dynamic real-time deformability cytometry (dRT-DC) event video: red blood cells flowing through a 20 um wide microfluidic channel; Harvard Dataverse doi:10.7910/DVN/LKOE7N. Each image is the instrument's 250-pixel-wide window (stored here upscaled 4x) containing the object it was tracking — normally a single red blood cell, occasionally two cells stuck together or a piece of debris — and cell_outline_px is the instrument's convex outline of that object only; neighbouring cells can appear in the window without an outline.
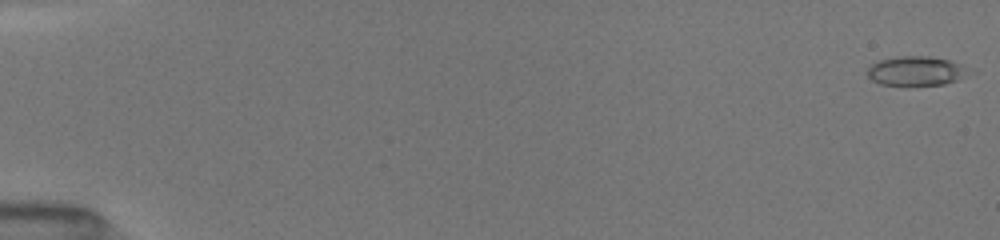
{"species": "common noctule bat (a hibernating species)", "species_latin": "Nyctalus noctula", "temperature_condition": "room temperature", "stored_images_in_passage": 48, "camera_frame_rate_fps": 3000, "um_per_image_px": 0.085, "animal": {"sex": "female", "body_mass_g": 19.5, "forearm_length_mm": 54.1}, "frame": {"image": 1, "passage_image": 2, "time_ms": 0.333, "image_size_px": [1000, 240], "cell_outline_px": [[960, 64], [956, 80], [944, 84], [880, 84], [872, 80], [868, 76], [868, 68], [872, 64], [880, 60], [896, 56], [928, 56], [948, 60]], "centroid_in_image_um": [77.66, 6.01], "position_along_channel_um": 7.3, "area_um2": 16.13}}
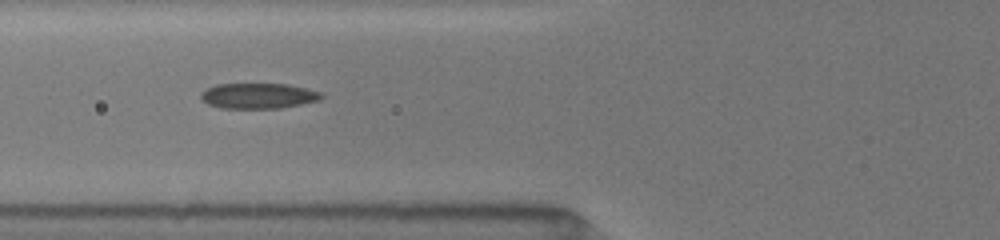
{"frame": {"image": 2, "passage_image": 21, "time_ms": 7.0, "image_size_px": [1000, 240], "cell_outline_px": [[324, 96], [320, 100], [280, 108], [220, 108], [208, 104], [200, 100], [200, 92], [216, 84], [288, 84], [320, 92]], "centroid_in_image_um": [21.91, 8.15], "position_along_channel_um": 103.9, "area_um2": 17.86}}
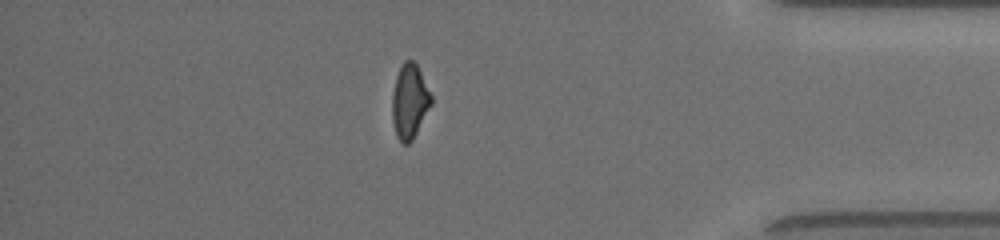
{"frame": {"image": 3, "passage_image": 44, "time_ms": 15.0, "image_size_px": [1000, 240], "cell_outline_px": [[432, 104], [412, 140], [408, 144], [400, 144], [396, 136], [392, 120], [392, 92], [396, 76], [404, 60], [412, 60], [416, 64], [432, 96]], "centroid_in_image_um": [34.8, 8.65], "position_along_channel_um": 400.4, "area_um2": 16.94}, "authors_computed_cell_mechanics": {"area_um2": 17.8024, "velocity_mm_per_s": 4.0444, "shape_relaxation_time_tau1_ms": 2.8234, "shape_relaxation_time_tau2_ms": 1.518, "deformation_change_tau1": 0.1262, "deformation_change_tau2": 0.0829}}